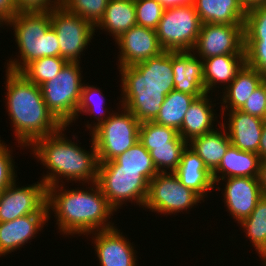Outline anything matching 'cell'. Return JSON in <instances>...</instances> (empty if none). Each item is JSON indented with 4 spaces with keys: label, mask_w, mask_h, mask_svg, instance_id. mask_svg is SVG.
Wrapping results in <instances>:
<instances>
[{
    "label": "cell",
    "mask_w": 266,
    "mask_h": 266,
    "mask_svg": "<svg viewBox=\"0 0 266 266\" xmlns=\"http://www.w3.org/2000/svg\"><path fill=\"white\" fill-rule=\"evenodd\" d=\"M4 27L14 30L18 55L6 60L4 68L20 72L28 63L42 57H60V45L51 26L49 11L16 13ZM12 27V28H10Z\"/></svg>",
    "instance_id": "cell-4"
},
{
    "label": "cell",
    "mask_w": 266,
    "mask_h": 266,
    "mask_svg": "<svg viewBox=\"0 0 266 266\" xmlns=\"http://www.w3.org/2000/svg\"><path fill=\"white\" fill-rule=\"evenodd\" d=\"M2 27L4 29V23L0 20V28H2Z\"/></svg>",
    "instance_id": "cell-49"
},
{
    "label": "cell",
    "mask_w": 266,
    "mask_h": 266,
    "mask_svg": "<svg viewBox=\"0 0 266 266\" xmlns=\"http://www.w3.org/2000/svg\"><path fill=\"white\" fill-rule=\"evenodd\" d=\"M202 24H244L246 11L239 0H195Z\"/></svg>",
    "instance_id": "cell-25"
},
{
    "label": "cell",
    "mask_w": 266,
    "mask_h": 266,
    "mask_svg": "<svg viewBox=\"0 0 266 266\" xmlns=\"http://www.w3.org/2000/svg\"><path fill=\"white\" fill-rule=\"evenodd\" d=\"M17 180L0 193V223L28 214H48L47 186L40 179L27 186L18 185Z\"/></svg>",
    "instance_id": "cell-12"
},
{
    "label": "cell",
    "mask_w": 266,
    "mask_h": 266,
    "mask_svg": "<svg viewBox=\"0 0 266 266\" xmlns=\"http://www.w3.org/2000/svg\"><path fill=\"white\" fill-rule=\"evenodd\" d=\"M96 183L116 212L128 203L144 207L149 181L139 171L98 170Z\"/></svg>",
    "instance_id": "cell-11"
},
{
    "label": "cell",
    "mask_w": 266,
    "mask_h": 266,
    "mask_svg": "<svg viewBox=\"0 0 266 266\" xmlns=\"http://www.w3.org/2000/svg\"><path fill=\"white\" fill-rule=\"evenodd\" d=\"M240 110L266 121V80L250 95Z\"/></svg>",
    "instance_id": "cell-41"
},
{
    "label": "cell",
    "mask_w": 266,
    "mask_h": 266,
    "mask_svg": "<svg viewBox=\"0 0 266 266\" xmlns=\"http://www.w3.org/2000/svg\"><path fill=\"white\" fill-rule=\"evenodd\" d=\"M81 185L75 189L65 184L47 187L48 219L54 214L58 233L65 237L88 235L117 225L111 218L116 211L109 205L99 185Z\"/></svg>",
    "instance_id": "cell-1"
},
{
    "label": "cell",
    "mask_w": 266,
    "mask_h": 266,
    "mask_svg": "<svg viewBox=\"0 0 266 266\" xmlns=\"http://www.w3.org/2000/svg\"><path fill=\"white\" fill-rule=\"evenodd\" d=\"M239 2L245 11L266 4V0H239Z\"/></svg>",
    "instance_id": "cell-47"
},
{
    "label": "cell",
    "mask_w": 266,
    "mask_h": 266,
    "mask_svg": "<svg viewBox=\"0 0 266 266\" xmlns=\"http://www.w3.org/2000/svg\"><path fill=\"white\" fill-rule=\"evenodd\" d=\"M201 24L194 4L166 8L156 29L160 46L164 51H192Z\"/></svg>",
    "instance_id": "cell-9"
},
{
    "label": "cell",
    "mask_w": 266,
    "mask_h": 266,
    "mask_svg": "<svg viewBox=\"0 0 266 266\" xmlns=\"http://www.w3.org/2000/svg\"><path fill=\"white\" fill-rule=\"evenodd\" d=\"M251 246L255 248L258 257L266 253V196L263 195L252 213L239 224Z\"/></svg>",
    "instance_id": "cell-30"
},
{
    "label": "cell",
    "mask_w": 266,
    "mask_h": 266,
    "mask_svg": "<svg viewBox=\"0 0 266 266\" xmlns=\"http://www.w3.org/2000/svg\"><path fill=\"white\" fill-rule=\"evenodd\" d=\"M174 90L185 94L202 96L204 89L203 60L192 51H172Z\"/></svg>",
    "instance_id": "cell-20"
},
{
    "label": "cell",
    "mask_w": 266,
    "mask_h": 266,
    "mask_svg": "<svg viewBox=\"0 0 266 266\" xmlns=\"http://www.w3.org/2000/svg\"><path fill=\"white\" fill-rule=\"evenodd\" d=\"M63 0H15L16 13L47 12L61 6Z\"/></svg>",
    "instance_id": "cell-42"
},
{
    "label": "cell",
    "mask_w": 266,
    "mask_h": 266,
    "mask_svg": "<svg viewBox=\"0 0 266 266\" xmlns=\"http://www.w3.org/2000/svg\"><path fill=\"white\" fill-rule=\"evenodd\" d=\"M192 52L201 59L245 55L244 24H201Z\"/></svg>",
    "instance_id": "cell-13"
},
{
    "label": "cell",
    "mask_w": 266,
    "mask_h": 266,
    "mask_svg": "<svg viewBox=\"0 0 266 266\" xmlns=\"http://www.w3.org/2000/svg\"><path fill=\"white\" fill-rule=\"evenodd\" d=\"M67 61L62 57H42L28 63L21 71L29 81L40 86L54 79Z\"/></svg>",
    "instance_id": "cell-34"
},
{
    "label": "cell",
    "mask_w": 266,
    "mask_h": 266,
    "mask_svg": "<svg viewBox=\"0 0 266 266\" xmlns=\"http://www.w3.org/2000/svg\"><path fill=\"white\" fill-rule=\"evenodd\" d=\"M165 9L180 5L194 4L195 0H157Z\"/></svg>",
    "instance_id": "cell-45"
},
{
    "label": "cell",
    "mask_w": 266,
    "mask_h": 266,
    "mask_svg": "<svg viewBox=\"0 0 266 266\" xmlns=\"http://www.w3.org/2000/svg\"><path fill=\"white\" fill-rule=\"evenodd\" d=\"M205 200L191 188L180 183L173 173H158L149 181L148 195L143 207L145 211H151L160 215H178L177 213H189L193 207ZM188 211V212H187Z\"/></svg>",
    "instance_id": "cell-8"
},
{
    "label": "cell",
    "mask_w": 266,
    "mask_h": 266,
    "mask_svg": "<svg viewBox=\"0 0 266 266\" xmlns=\"http://www.w3.org/2000/svg\"><path fill=\"white\" fill-rule=\"evenodd\" d=\"M219 114L221 125L225 128L231 144L240 150L258 153L265 120L241 110Z\"/></svg>",
    "instance_id": "cell-17"
},
{
    "label": "cell",
    "mask_w": 266,
    "mask_h": 266,
    "mask_svg": "<svg viewBox=\"0 0 266 266\" xmlns=\"http://www.w3.org/2000/svg\"><path fill=\"white\" fill-rule=\"evenodd\" d=\"M5 107L17 147L28 150L38 139L58 132L63 125L48 110L40 86L22 73L5 69Z\"/></svg>",
    "instance_id": "cell-3"
},
{
    "label": "cell",
    "mask_w": 266,
    "mask_h": 266,
    "mask_svg": "<svg viewBox=\"0 0 266 266\" xmlns=\"http://www.w3.org/2000/svg\"><path fill=\"white\" fill-rule=\"evenodd\" d=\"M202 60L205 92L214 95L217 88L218 92L223 91L246 64L245 55H219Z\"/></svg>",
    "instance_id": "cell-23"
},
{
    "label": "cell",
    "mask_w": 266,
    "mask_h": 266,
    "mask_svg": "<svg viewBox=\"0 0 266 266\" xmlns=\"http://www.w3.org/2000/svg\"><path fill=\"white\" fill-rule=\"evenodd\" d=\"M87 83L85 82L82 86L80 101L76 110L75 121L77 119L79 120L81 114H83V116L86 114L93 117L94 120L92 122L87 120V123L85 124L86 126H84L90 131L89 133H91L111 116L113 113V108L109 106L108 108L106 107V96H104L102 92L103 90L94 84L90 85L89 82Z\"/></svg>",
    "instance_id": "cell-29"
},
{
    "label": "cell",
    "mask_w": 266,
    "mask_h": 266,
    "mask_svg": "<svg viewBox=\"0 0 266 266\" xmlns=\"http://www.w3.org/2000/svg\"><path fill=\"white\" fill-rule=\"evenodd\" d=\"M194 95L172 90L164 99L160 112L154 122L180 130L185 113L195 100Z\"/></svg>",
    "instance_id": "cell-31"
},
{
    "label": "cell",
    "mask_w": 266,
    "mask_h": 266,
    "mask_svg": "<svg viewBox=\"0 0 266 266\" xmlns=\"http://www.w3.org/2000/svg\"><path fill=\"white\" fill-rule=\"evenodd\" d=\"M117 104L118 112L114 110L90 133L99 163L114 160L139 141L141 122L127 108Z\"/></svg>",
    "instance_id": "cell-7"
},
{
    "label": "cell",
    "mask_w": 266,
    "mask_h": 266,
    "mask_svg": "<svg viewBox=\"0 0 266 266\" xmlns=\"http://www.w3.org/2000/svg\"><path fill=\"white\" fill-rule=\"evenodd\" d=\"M118 67L133 66L137 63L160 55L164 50L160 46L156 30L143 26H133L115 41Z\"/></svg>",
    "instance_id": "cell-16"
},
{
    "label": "cell",
    "mask_w": 266,
    "mask_h": 266,
    "mask_svg": "<svg viewBox=\"0 0 266 266\" xmlns=\"http://www.w3.org/2000/svg\"><path fill=\"white\" fill-rule=\"evenodd\" d=\"M230 145V138L221 124L215 130L188 142V146L204 161L211 173L217 169Z\"/></svg>",
    "instance_id": "cell-26"
},
{
    "label": "cell",
    "mask_w": 266,
    "mask_h": 266,
    "mask_svg": "<svg viewBox=\"0 0 266 266\" xmlns=\"http://www.w3.org/2000/svg\"><path fill=\"white\" fill-rule=\"evenodd\" d=\"M214 185V190L222 193L227 213L237 224L252 213L263 196L258 178L254 177H229L218 180Z\"/></svg>",
    "instance_id": "cell-14"
},
{
    "label": "cell",
    "mask_w": 266,
    "mask_h": 266,
    "mask_svg": "<svg viewBox=\"0 0 266 266\" xmlns=\"http://www.w3.org/2000/svg\"><path fill=\"white\" fill-rule=\"evenodd\" d=\"M117 69L121 77L119 105L127 108L141 123L154 121L174 85L148 82L134 66Z\"/></svg>",
    "instance_id": "cell-5"
},
{
    "label": "cell",
    "mask_w": 266,
    "mask_h": 266,
    "mask_svg": "<svg viewBox=\"0 0 266 266\" xmlns=\"http://www.w3.org/2000/svg\"><path fill=\"white\" fill-rule=\"evenodd\" d=\"M137 25L134 0H109L104 17L95 27L115 41L124 32Z\"/></svg>",
    "instance_id": "cell-27"
},
{
    "label": "cell",
    "mask_w": 266,
    "mask_h": 266,
    "mask_svg": "<svg viewBox=\"0 0 266 266\" xmlns=\"http://www.w3.org/2000/svg\"><path fill=\"white\" fill-rule=\"evenodd\" d=\"M212 96L214 95L211 93H204L202 96L195 98L189 106L178 131L185 141L189 142L192 138L209 133L220 126L221 120H218V117L221 118V114H217L216 110L218 108L214 109L216 104L219 105V102L213 103L218 101L219 98L216 97V100Z\"/></svg>",
    "instance_id": "cell-19"
},
{
    "label": "cell",
    "mask_w": 266,
    "mask_h": 266,
    "mask_svg": "<svg viewBox=\"0 0 266 266\" xmlns=\"http://www.w3.org/2000/svg\"><path fill=\"white\" fill-rule=\"evenodd\" d=\"M148 82L174 85L172 70V51H163L160 55L133 65Z\"/></svg>",
    "instance_id": "cell-32"
},
{
    "label": "cell",
    "mask_w": 266,
    "mask_h": 266,
    "mask_svg": "<svg viewBox=\"0 0 266 266\" xmlns=\"http://www.w3.org/2000/svg\"><path fill=\"white\" fill-rule=\"evenodd\" d=\"M16 14L15 0H0V20L5 24Z\"/></svg>",
    "instance_id": "cell-43"
},
{
    "label": "cell",
    "mask_w": 266,
    "mask_h": 266,
    "mask_svg": "<svg viewBox=\"0 0 266 266\" xmlns=\"http://www.w3.org/2000/svg\"><path fill=\"white\" fill-rule=\"evenodd\" d=\"M49 14L51 26L59 41L60 57L67 62L81 63L83 52L88 49V45H91V41L96 36L95 26L70 12L63 5L50 10Z\"/></svg>",
    "instance_id": "cell-10"
},
{
    "label": "cell",
    "mask_w": 266,
    "mask_h": 266,
    "mask_svg": "<svg viewBox=\"0 0 266 266\" xmlns=\"http://www.w3.org/2000/svg\"><path fill=\"white\" fill-rule=\"evenodd\" d=\"M265 80L266 77L261 72L245 64L234 80L217 94H220L218 96L220 98V106H218L220 112L240 110L250 95Z\"/></svg>",
    "instance_id": "cell-22"
},
{
    "label": "cell",
    "mask_w": 266,
    "mask_h": 266,
    "mask_svg": "<svg viewBox=\"0 0 266 266\" xmlns=\"http://www.w3.org/2000/svg\"><path fill=\"white\" fill-rule=\"evenodd\" d=\"M185 187L191 188L204 200L214 192L212 173L207 169L204 161L188 145L184 149L180 163L173 172ZM210 193V194H209Z\"/></svg>",
    "instance_id": "cell-21"
},
{
    "label": "cell",
    "mask_w": 266,
    "mask_h": 266,
    "mask_svg": "<svg viewBox=\"0 0 266 266\" xmlns=\"http://www.w3.org/2000/svg\"><path fill=\"white\" fill-rule=\"evenodd\" d=\"M246 64L266 77V42H244Z\"/></svg>",
    "instance_id": "cell-40"
},
{
    "label": "cell",
    "mask_w": 266,
    "mask_h": 266,
    "mask_svg": "<svg viewBox=\"0 0 266 266\" xmlns=\"http://www.w3.org/2000/svg\"><path fill=\"white\" fill-rule=\"evenodd\" d=\"M260 160L257 153L240 150L231 144L219 166L212 173L214 184L229 177L258 178Z\"/></svg>",
    "instance_id": "cell-24"
},
{
    "label": "cell",
    "mask_w": 266,
    "mask_h": 266,
    "mask_svg": "<svg viewBox=\"0 0 266 266\" xmlns=\"http://www.w3.org/2000/svg\"><path fill=\"white\" fill-rule=\"evenodd\" d=\"M98 170H130L139 171L148 181L152 180L158 171L155 168L150 152L138 141L124 153L111 161L99 163Z\"/></svg>",
    "instance_id": "cell-28"
},
{
    "label": "cell",
    "mask_w": 266,
    "mask_h": 266,
    "mask_svg": "<svg viewBox=\"0 0 266 266\" xmlns=\"http://www.w3.org/2000/svg\"><path fill=\"white\" fill-rule=\"evenodd\" d=\"M259 261L261 262L262 266H266V253L259 259Z\"/></svg>",
    "instance_id": "cell-48"
},
{
    "label": "cell",
    "mask_w": 266,
    "mask_h": 266,
    "mask_svg": "<svg viewBox=\"0 0 266 266\" xmlns=\"http://www.w3.org/2000/svg\"><path fill=\"white\" fill-rule=\"evenodd\" d=\"M80 65L78 62H67L54 79L40 85L48 110L66 127L73 126V122L75 124L82 86L86 81H82L85 77Z\"/></svg>",
    "instance_id": "cell-6"
},
{
    "label": "cell",
    "mask_w": 266,
    "mask_h": 266,
    "mask_svg": "<svg viewBox=\"0 0 266 266\" xmlns=\"http://www.w3.org/2000/svg\"><path fill=\"white\" fill-rule=\"evenodd\" d=\"M260 159H266V121L264 122L258 153Z\"/></svg>",
    "instance_id": "cell-46"
},
{
    "label": "cell",
    "mask_w": 266,
    "mask_h": 266,
    "mask_svg": "<svg viewBox=\"0 0 266 266\" xmlns=\"http://www.w3.org/2000/svg\"><path fill=\"white\" fill-rule=\"evenodd\" d=\"M179 132L168 126H163L154 121L143 122L139 129V141L150 152L152 146L169 145Z\"/></svg>",
    "instance_id": "cell-35"
},
{
    "label": "cell",
    "mask_w": 266,
    "mask_h": 266,
    "mask_svg": "<svg viewBox=\"0 0 266 266\" xmlns=\"http://www.w3.org/2000/svg\"><path fill=\"white\" fill-rule=\"evenodd\" d=\"M13 146H8L0 137V193L17 179L16 157ZM11 148V149H10ZM14 155V156H13Z\"/></svg>",
    "instance_id": "cell-39"
},
{
    "label": "cell",
    "mask_w": 266,
    "mask_h": 266,
    "mask_svg": "<svg viewBox=\"0 0 266 266\" xmlns=\"http://www.w3.org/2000/svg\"><path fill=\"white\" fill-rule=\"evenodd\" d=\"M138 26L156 30L165 8L157 0H134Z\"/></svg>",
    "instance_id": "cell-38"
},
{
    "label": "cell",
    "mask_w": 266,
    "mask_h": 266,
    "mask_svg": "<svg viewBox=\"0 0 266 266\" xmlns=\"http://www.w3.org/2000/svg\"><path fill=\"white\" fill-rule=\"evenodd\" d=\"M68 128L63 126L58 132L36 140L29 147V152H32L31 155L33 154L32 157L36 158L37 163L48 169L46 174L43 171L41 178L47 187L71 182H97L99 161L92 137L89 139L90 148L85 150L87 148L80 145L76 134L71 135L72 139L66 137Z\"/></svg>",
    "instance_id": "cell-2"
},
{
    "label": "cell",
    "mask_w": 266,
    "mask_h": 266,
    "mask_svg": "<svg viewBox=\"0 0 266 266\" xmlns=\"http://www.w3.org/2000/svg\"><path fill=\"white\" fill-rule=\"evenodd\" d=\"M258 181L262 194L266 196V159L260 160Z\"/></svg>",
    "instance_id": "cell-44"
},
{
    "label": "cell",
    "mask_w": 266,
    "mask_h": 266,
    "mask_svg": "<svg viewBox=\"0 0 266 266\" xmlns=\"http://www.w3.org/2000/svg\"><path fill=\"white\" fill-rule=\"evenodd\" d=\"M117 226L86 235L93 241L99 266H138L135 243H131ZM122 231V232H121ZM137 261V262H136Z\"/></svg>",
    "instance_id": "cell-15"
},
{
    "label": "cell",
    "mask_w": 266,
    "mask_h": 266,
    "mask_svg": "<svg viewBox=\"0 0 266 266\" xmlns=\"http://www.w3.org/2000/svg\"><path fill=\"white\" fill-rule=\"evenodd\" d=\"M48 220V214H28L9 222H1L0 257L21 250L20 247H25V244H31L32 239H36L42 228L48 225Z\"/></svg>",
    "instance_id": "cell-18"
},
{
    "label": "cell",
    "mask_w": 266,
    "mask_h": 266,
    "mask_svg": "<svg viewBox=\"0 0 266 266\" xmlns=\"http://www.w3.org/2000/svg\"><path fill=\"white\" fill-rule=\"evenodd\" d=\"M109 0H63L62 5L95 27L102 20Z\"/></svg>",
    "instance_id": "cell-36"
},
{
    "label": "cell",
    "mask_w": 266,
    "mask_h": 266,
    "mask_svg": "<svg viewBox=\"0 0 266 266\" xmlns=\"http://www.w3.org/2000/svg\"><path fill=\"white\" fill-rule=\"evenodd\" d=\"M244 42H266V4L246 11Z\"/></svg>",
    "instance_id": "cell-37"
},
{
    "label": "cell",
    "mask_w": 266,
    "mask_h": 266,
    "mask_svg": "<svg viewBox=\"0 0 266 266\" xmlns=\"http://www.w3.org/2000/svg\"><path fill=\"white\" fill-rule=\"evenodd\" d=\"M188 142L178 135L169 145L152 146L150 155L158 173L174 172Z\"/></svg>",
    "instance_id": "cell-33"
}]
</instances>
